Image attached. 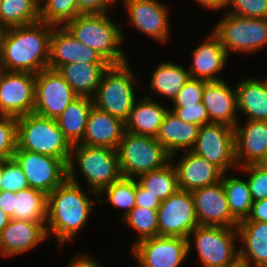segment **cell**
<instances>
[{"mask_svg":"<svg viewBox=\"0 0 267 267\" xmlns=\"http://www.w3.org/2000/svg\"><path fill=\"white\" fill-rule=\"evenodd\" d=\"M261 164H263L267 168V157Z\"/></svg>","mask_w":267,"mask_h":267,"instance_id":"cell-55","label":"cell"},{"mask_svg":"<svg viewBox=\"0 0 267 267\" xmlns=\"http://www.w3.org/2000/svg\"><path fill=\"white\" fill-rule=\"evenodd\" d=\"M173 111L179 119L199 126L209 123V116L203 102L186 107H173Z\"/></svg>","mask_w":267,"mask_h":267,"instance_id":"cell-44","label":"cell"},{"mask_svg":"<svg viewBox=\"0 0 267 267\" xmlns=\"http://www.w3.org/2000/svg\"><path fill=\"white\" fill-rule=\"evenodd\" d=\"M237 108L251 121H267V79L246 78L235 87Z\"/></svg>","mask_w":267,"mask_h":267,"instance_id":"cell-29","label":"cell"},{"mask_svg":"<svg viewBox=\"0 0 267 267\" xmlns=\"http://www.w3.org/2000/svg\"><path fill=\"white\" fill-rule=\"evenodd\" d=\"M122 221L138 232V238L133 246L143 239L158 236L157 209L134 207Z\"/></svg>","mask_w":267,"mask_h":267,"instance_id":"cell-38","label":"cell"},{"mask_svg":"<svg viewBox=\"0 0 267 267\" xmlns=\"http://www.w3.org/2000/svg\"><path fill=\"white\" fill-rule=\"evenodd\" d=\"M46 223L10 218L0 234V254L3 257L22 255L47 238Z\"/></svg>","mask_w":267,"mask_h":267,"instance_id":"cell-19","label":"cell"},{"mask_svg":"<svg viewBox=\"0 0 267 267\" xmlns=\"http://www.w3.org/2000/svg\"><path fill=\"white\" fill-rule=\"evenodd\" d=\"M236 124L235 160L238 168L248 164H261L267 157V121L247 120Z\"/></svg>","mask_w":267,"mask_h":267,"instance_id":"cell-20","label":"cell"},{"mask_svg":"<svg viewBox=\"0 0 267 267\" xmlns=\"http://www.w3.org/2000/svg\"><path fill=\"white\" fill-rule=\"evenodd\" d=\"M27 178L14 158L3 161L2 190L17 193L28 188Z\"/></svg>","mask_w":267,"mask_h":267,"instance_id":"cell-41","label":"cell"},{"mask_svg":"<svg viewBox=\"0 0 267 267\" xmlns=\"http://www.w3.org/2000/svg\"><path fill=\"white\" fill-rule=\"evenodd\" d=\"M174 166L181 190L192 192L221 181L223 172L205 158L186 151Z\"/></svg>","mask_w":267,"mask_h":267,"instance_id":"cell-23","label":"cell"},{"mask_svg":"<svg viewBox=\"0 0 267 267\" xmlns=\"http://www.w3.org/2000/svg\"><path fill=\"white\" fill-rule=\"evenodd\" d=\"M161 202L149 193L138 181H136V204L135 207L157 209Z\"/></svg>","mask_w":267,"mask_h":267,"instance_id":"cell-46","label":"cell"},{"mask_svg":"<svg viewBox=\"0 0 267 267\" xmlns=\"http://www.w3.org/2000/svg\"><path fill=\"white\" fill-rule=\"evenodd\" d=\"M227 267H253L251 266L249 263H247L246 261L238 258L236 261H234L232 264H230Z\"/></svg>","mask_w":267,"mask_h":267,"instance_id":"cell-52","label":"cell"},{"mask_svg":"<svg viewBox=\"0 0 267 267\" xmlns=\"http://www.w3.org/2000/svg\"><path fill=\"white\" fill-rule=\"evenodd\" d=\"M124 132L125 123L121 119L93 106L90 110L86 130L80 144L116 150Z\"/></svg>","mask_w":267,"mask_h":267,"instance_id":"cell-24","label":"cell"},{"mask_svg":"<svg viewBox=\"0 0 267 267\" xmlns=\"http://www.w3.org/2000/svg\"><path fill=\"white\" fill-rule=\"evenodd\" d=\"M36 74L0 69V115L21 117L35 108Z\"/></svg>","mask_w":267,"mask_h":267,"instance_id":"cell-13","label":"cell"},{"mask_svg":"<svg viewBox=\"0 0 267 267\" xmlns=\"http://www.w3.org/2000/svg\"><path fill=\"white\" fill-rule=\"evenodd\" d=\"M240 169L248 174L247 182L250 188L252 201L267 198V168L263 164H248Z\"/></svg>","mask_w":267,"mask_h":267,"instance_id":"cell-40","label":"cell"},{"mask_svg":"<svg viewBox=\"0 0 267 267\" xmlns=\"http://www.w3.org/2000/svg\"><path fill=\"white\" fill-rule=\"evenodd\" d=\"M54 26L37 23L5 29L0 38V69L38 74L48 69Z\"/></svg>","mask_w":267,"mask_h":267,"instance_id":"cell-1","label":"cell"},{"mask_svg":"<svg viewBox=\"0 0 267 267\" xmlns=\"http://www.w3.org/2000/svg\"><path fill=\"white\" fill-rule=\"evenodd\" d=\"M243 221L267 222V198L254 201L249 216Z\"/></svg>","mask_w":267,"mask_h":267,"instance_id":"cell-47","label":"cell"},{"mask_svg":"<svg viewBox=\"0 0 267 267\" xmlns=\"http://www.w3.org/2000/svg\"><path fill=\"white\" fill-rule=\"evenodd\" d=\"M237 237V228L199 225L187 238L188 251L194 240L202 267H227L239 258Z\"/></svg>","mask_w":267,"mask_h":267,"instance_id":"cell-8","label":"cell"},{"mask_svg":"<svg viewBox=\"0 0 267 267\" xmlns=\"http://www.w3.org/2000/svg\"><path fill=\"white\" fill-rule=\"evenodd\" d=\"M14 197L15 192L0 191V209L11 218L14 214Z\"/></svg>","mask_w":267,"mask_h":267,"instance_id":"cell-48","label":"cell"},{"mask_svg":"<svg viewBox=\"0 0 267 267\" xmlns=\"http://www.w3.org/2000/svg\"><path fill=\"white\" fill-rule=\"evenodd\" d=\"M16 120L19 149L60 158L68 165L72 145L59 128L56 119L30 113Z\"/></svg>","mask_w":267,"mask_h":267,"instance_id":"cell-5","label":"cell"},{"mask_svg":"<svg viewBox=\"0 0 267 267\" xmlns=\"http://www.w3.org/2000/svg\"><path fill=\"white\" fill-rule=\"evenodd\" d=\"M109 66V63L74 62L61 65L57 71L79 97L93 98Z\"/></svg>","mask_w":267,"mask_h":267,"instance_id":"cell-27","label":"cell"},{"mask_svg":"<svg viewBox=\"0 0 267 267\" xmlns=\"http://www.w3.org/2000/svg\"><path fill=\"white\" fill-rule=\"evenodd\" d=\"M189 79L190 73L182 65L162 62L153 72L149 87L155 94L169 97L173 101Z\"/></svg>","mask_w":267,"mask_h":267,"instance_id":"cell-31","label":"cell"},{"mask_svg":"<svg viewBox=\"0 0 267 267\" xmlns=\"http://www.w3.org/2000/svg\"><path fill=\"white\" fill-rule=\"evenodd\" d=\"M205 82L204 80L190 77L172 101L173 107H186L202 102Z\"/></svg>","mask_w":267,"mask_h":267,"instance_id":"cell-43","label":"cell"},{"mask_svg":"<svg viewBox=\"0 0 267 267\" xmlns=\"http://www.w3.org/2000/svg\"><path fill=\"white\" fill-rule=\"evenodd\" d=\"M206 39L192 51L190 77L206 82L223 80L217 75L225 68L228 54L212 31Z\"/></svg>","mask_w":267,"mask_h":267,"instance_id":"cell-22","label":"cell"},{"mask_svg":"<svg viewBox=\"0 0 267 267\" xmlns=\"http://www.w3.org/2000/svg\"><path fill=\"white\" fill-rule=\"evenodd\" d=\"M99 195L92 190L87 192L81 185L68 178L54 191L48 194L46 232H53L59 246L76 237L78 231L86 225L92 206L99 203L90 200L86 195L91 193Z\"/></svg>","mask_w":267,"mask_h":267,"instance_id":"cell-2","label":"cell"},{"mask_svg":"<svg viewBox=\"0 0 267 267\" xmlns=\"http://www.w3.org/2000/svg\"><path fill=\"white\" fill-rule=\"evenodd\" d=\"M13 158L22 168L28 185L45 192L54 191L68 178V165L60 158L16 148Z\"/></svg>","mask_w":267,"mask_h":267,"instance_id":"cell-11","label":"cell"},{"mask_svg":"<svg viewBox=\"0 0 267 267\" xmlns=\"http://www.w3.org/2000/svg\"><path fill=\"white\" fill-rule=\"evenodd\" d=\"M78 97L57 70L48 68L36 74L33 113L56 119Z\"/></svg>","mask_w":267,"mask_h":267,"instance_id":"cell-14","label":"cell"},{"mask_svg":"<svg viewBox=\"0 0 267 267\" xmlns=\"http://www.w3.org/2000/svg\"><path fill=\"white\" fill-rule=\"evenodd\" d=\"M2 32H3V29H2V27L0 26V38H1Z\"/></svg>","mask_w":267,"mask_h":267,"instance_id":"cell-56","label":"cell"},{"mask_svg":"<svg viewBox=\"0 0 267 267\" xmlns=\"http://www.w3.org/2000/svg\"><path fill=\"white\" fill-rule=\"evenodd\" d=\"M131 250L140 267H180L189 255L188 240L182 237L146 238Z\"/></svg>","mask_w":267,"mask_h":267,"instance_id":"cell-15","label":"cell"},{"mask_svg":"<svg viewBox=\"0 0 267 267\" xmlns=\"http://www.w3.org/2000/svg\"><path fill=\"white\" fill-rule=\"evenodd\" d=\"M203 8L209 9V10H221L222 8H226L228 6L229 0H195V2Z\"/></svg>","mask_w":267,"mask_h":267,"instance_id":"cell-50","label":"cell"},{"mask_svg":"<svg viewBox=\"0 0 267 267\" xmlns=\"http://www.w3.org/2000/svg\"><path fill=\"white\" fill-rule=\"evenodd\" d=\"M199 127L197 124L179 119L173 111L168 109L160 125L156 139L171 155L170 160H175L173 158L175 154L177 155V151L181 149L183 151L184 149L191 151L194 147Z\"/></svg>","mask_w":267,"mask_h":267,"instance_id":"cell-25","label":"cell"},{"mask_svg":"<svg viewBox=\"0 0 267 267\" xmlns=\"http://www.w3.org/2000/svg\"><path fill=\"white\" fill-rule=\"evenodd\" d=\"M79 167L88 186L98 195L109 185L122 177L119 159L115 149L93 147L84 144L72 146L68 162V179L80 184L77 180L76 165Z\"/></svg>","mask_w":267,"mask_h":267,"instance_id":"cell-4","label":"cell"},{"mask_svg":"<svg viewBox=\"0 0 267 267\" xmlns=\"http://www.w3.org/2000/svg\"><path fill=\"white\" fill-rule=\"evenodd\" d=\"M107 194L104 200H98L99 203L109 201L116 208L125 209L123 219L135 207L136 204V179L121 177L108 187H106L99 195Z\"/></svg>","mask_w":267,"mask_h":267,"instance_id":"cell-36","label":"cell"},{"mask_svg":"<svg viewBox=\"0 0 267 267\" xmlns=\"http://www.w3.org/2000/svg\"><path fill=\"white\" fill-rule=\"evenodd\" d=\"M77 0H43L40 21L53 26H64L79 16Z\"/></svg>","mask_w":267,"mask_h":267,"instance_id":"cell-37","label":"cell"},{"mask_svg":"<svg viewBox=\"0 0 267 267\" xmlns=\"http://www.w3.org/2000/svg\"><path fill=\"white\" fill-rule=\"evenodd\" d=\"M202 102L207 109L209 123H221L235 128L238 123L235 87L232 89L224 80L205 82Z\"/></svg>","mask_w":267,"mask_h":267,"instance_id":"cell-21","label":"cell"},{"mask_svg":"<svg viewBox=\"0 0 267 267\" xmlns=\"http://www.w3.org/2000/svg\"><path fill=\"white\" fill-rule=\"evenodd\" d=\"M17 148V120L0 115V161L13 158Z\"/></svg>","mask_w":267,"mask_h":267,"instance_id":"cell-39","label":"cell"},{"mask_svg":"<svg viewBox=\"0 0 267 267\" xmlns=\"http://www.w3.org/2000/svg\"><path fill=\"white\" fill-rule=\"evenodd\" d=\"M237 231L245 245L240 247L239 258L253 267H267V222L241 221Z\"/></svg>","mask_w":267,"mask_h":267,"instance_id":"cell-28","label":"cell"},{"mask_svg":"<svg viewBox=\"0 0 267 267\" xmlns=\"http://www.w3.org/2000/svg\"><path fill=\"white\" fill-rule=\"evenodd\" d=\"M117 155L123 177L138 178L160 169L170 162L171 155L156 137L124 132L118 144Z\"/></svg>","mask_w":267,"mask_h":267,"instance_id":"cell-7","label":"cell"},{"mask_svg":"<svg viewBox=\"0 0 267 267\" xmlns=\"http://www.w3.org/2000/svg\"><path fill=\"white\" fill-rule=\"evenodd\" d=\"M48 195L34 188H25L14 197V214L16 220L46 223Z\"/></svg>","mask_w":267,"mask_h":267,"instance_id":"cell-32","label":"cell"},{"mask_svg":"<svg viewBox=\"0 0 267 267\" xmlns=\"http://www.w3.org/2000/svg\"><path fill=\"white\" fill-rule=\"evenodd\" d=\"M221 180L231 215L238 222L247 219L253 205L247 180L226 176V173H223Z\"/></svg>","mask_w":267,"mask_h":267,"instance_id":"cell-34","label":"cell"},{"mask_svg":"<svg viewBox=\"0 0 267 267\" xmlns=\"http://www.w3.org/2000/svg\"><path fill=\"white\" fill-rule=\"evenodd\" d=\"M40 21V6L33 0H2L0 26L3 30Z\"/></svg>","mask_w":267,"mask_h":267,"instance_id":"cell-33","label":"cell"},{"mask_svg":"<svg viewBox=\"0 0 267 267\" xmlns=\"http://www.w3.org/2000/svg\"><path fill=\"white\" fill-rule=\"evenodd\" d=\"M226 9V13L240 17L267 19V0H229Z\"/></svg>","mask_w":267,"mask_h":267,"instance_id":"cell-42","label":"cell"},{"mask_svg":"<svg viewBox=\"0 0 267 267\" xmlns=\"http://www.w3.org/2000/svg\"><path fill=\"white\" fill-rule=\"evenodd\" d=\"M168 109L146 96L136 100L125 123V131L135 135L156 137Z\"/></svg>","mask_w":267,"mask_h":267,"instance_id":"cell-26","label":"cell"},{"mask_svg":"<svg viewBox=\"0 0 267 267\" xmlns=\"http://www.w3.org/2000/svg\"><path fill=\"white\" fill-rule=\"evenodd\" d=\"M64 27L82 44L98 52L110 65L127 63L121 49L123 32L108 13L79 15Z\"/></svg>","mask_w":267,"mask_h":267,"instance_id":"cell-3","label":"cell"},{"mask_svg":"<svg viewBox=\"0 0 267 267\" xmlns=\"http://www.w3.org/2000/svg\"><path fill=\"white\" fill-rule=\"evenodd\" d=\"M93 106V98L78 97L56 118L59 128L72 146L82 142Z\"/></svg>","mask_w":267,"mask_h":267,"instance_id":"cell-30","label":"cell"},{"mask_svg":"<svg viewBox=\"0 0 267 267\" xmlns=\"http://www.w3.org/2000/svg\"><path fill=\"white\" fill-rule=\"evenodd\" d=\"M67 267H103L99 262L92 258L89 255H78L70 263L67 265Z\"/></svg>","mask_w":267,"mask_h":267,"instance_id":"cell-49","label":"cell"},{"mask_svg":"<svg viewBox=\"0 0 267 267\" xmlns=\"http://www.w3.org/2000/svg\"><path fill=\"white\" fill-rule=\"evenodd\" d=\"M117 0H77L80 15L107 13ZM110 6V7H109Z\"/></svg>","mask_w":267,"mask_h":267,"instance_id":"cell-45","label":"cell"},{"mask_svg":"<svg viewBox=\"0 0 267 267\" xmlns=\"http://www.w3.org/2000/svg\"><path fill=\"white\" fill-rule=\"evenodd\" d=\"M137 181L160 202L180 189L172 160L160 169L140 175Z\"/></svg>","mask_w":267,"mask_h":267,"instance_id":"cell-35","label":"cell"},{"mask_svg":"<svg viewBox=\"0 0 267 267\" xmlns=\"http://www.w3.org/2000/svg\"><path fill=\"white\" fill-rule=\"evenodd\" d=\"M158 236L182 237L199 226L191 192L179 189L157 208Z\"/></svg>","mask_w":267,"mask_h":267,"instance_id":"cell-12","label":"cell"},{"mask_svg":"<svg viewBox=\"0 0 267 267\" xmlns=\"http://www.w3.org/2000/svg\"><path fill=\"white\" fill-rule=\"evenodd\" d=\"M212 32L229 52L254 53L267 46V19L240 17L225 13Z\"/></svg>","mask_w":267,"mask_h":267,"instance_id":"cell-9","label":"cell"},{"mask_svg":"<svg viewBox=\"0 0 267 267\" xmlns=\"http://www.w3.org/2000/svg\"><path fill=\"white\" fill-rule=\"evenodd\" d=\"M108 63L98 52L78 41L64 26H54L50 38L48 68L70 63Z\"/></svg>","mask_w":267,"mask_h":267,"instance_id":"cell-18","label":"cell"},{"mask_svg":"<svg viewBox=\"0 0 267 267\" xmlns=\"http://www.w3.org/2000/svg\"><path fill=\"white\" fill-rule=\"evenodd\" d=\"M10 218L0 209V234L2 230L8 225Z\"/></svg>","mask_w":267,"mask_h":267,"instance_id":"cell-51","label":"cell"},{"mask_svg":"<svg viewBox=\"0 0 267 267\" xmlns=\"http://www.w3.org/2000/svg\"><path fill=\"white\" fill-rule=\"evenodd\" d=\"M35 1L39 6L42 4L43 0H33Z\"/></svg>","mask_w":267,"mask_h":267,"instance_id":"cell-54","label":"cell"},{"mask_svg":"<svg viewBox=\"0 0 267 267\" xmlns=\"http://www.w3.org/2000/svg\"><path fill=\"white\" fill-rule=\"evenodd\" d=\"M199 225L237 228L231 215L222 180L191 192Z\"/></svg>","mask_w":267,"mask_h":267,"instance_id":"cell-17","label":"cell"},{"mask_svg":"<svg viewBox=\"0 0 267 267\" xmlns=\"http://www.w3.org/2000/svg\"><path fill=\"white\" fill-rule=\"evenodd\" d=\"M3 161H0V191L2 190Z\"/></svg>","mask_w":267,"mask_h":267,"instance_id":"cell-53","label":"cell"},{"mask_svg":"<svg viewBox=\"0 0 267 267\" xmlns=\"http://www.w3.org/2000/svg\"><path fill=\"white\" fill-rule=\"evenodd\" d=\"M128 20L143 34L165 42L169 34L168 8L158 0H123Z\"/></svg>","mask_w":267,"mask_h":267,"instance_id":"cell-16","label":"cell"},{"mask_svg":"<svg viewBox=\"0 0 267 267\" xmlns=\"http://www.w3.org/2000/svg\"><path fill=\"white\" fill-rule=\"evenodd\" d=\"M223 173L237 167L235 160L234 128L221 123H208L199 127L194 147L191 149Z\"/></svg>","mask_w":267,"mask_h":267,"instance_id":"cell-10","label":"cell"},{"mask_svg":"<svg viewBox=\"0 0 267 267\" xmlns=\"http://www.w3.org/2000/svg\"><path fill=\"white\" fill-rule=\"evenodd\" d=\"M128 63L110 65L102 75L97 92L93 97L94 106L125 122L135 101L134 83L136 76Z\"/></svg>","mask_w":267,"mask_h":267,"instance_id":"cell-6","label":"cell"}]
</instances>
